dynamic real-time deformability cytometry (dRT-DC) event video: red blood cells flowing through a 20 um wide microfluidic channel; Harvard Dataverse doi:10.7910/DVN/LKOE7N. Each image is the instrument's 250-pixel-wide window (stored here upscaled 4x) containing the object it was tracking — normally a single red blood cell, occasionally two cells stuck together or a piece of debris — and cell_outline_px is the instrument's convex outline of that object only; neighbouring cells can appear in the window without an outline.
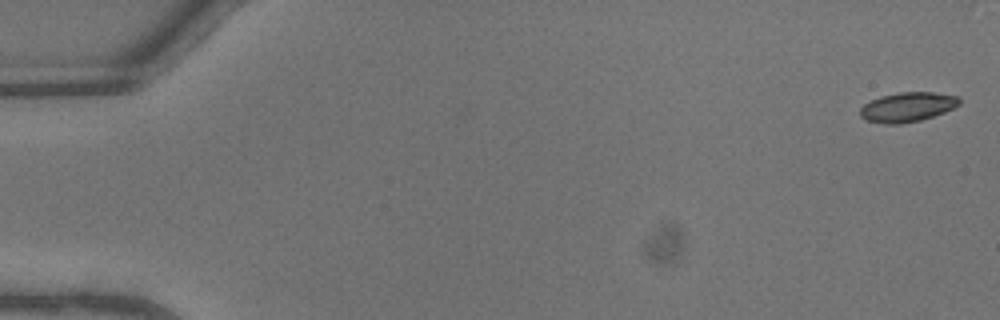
{"species": "common noctule bat (a hibernating species)", "species_latin": "Nyctalus noctula", "temperature_condition": "warm", "stored_images_in_passage": 40, "camera_frame_rate_fps": 3000, "um_per_image_px": 0.085, "animal": {"sex": "male", "body_mass_g": 13.3}, "frame": {"image": 1, "passage_image": 1, "time_ms": 0.0, "image_size_px": [1000, 320], "cell_outline_px": [[960, 104], [944, 112], [920, 120], [900, 124], [884, 124], [864, 120], [860, 116], [860, 108], [864, 104], [880, 96], [896, 92], [932, 92], [960, 96]], "centroid_in_image_um": [77.11, 9.09], "position_along_channel_um": 7.9, "area_um2": 17.17}}
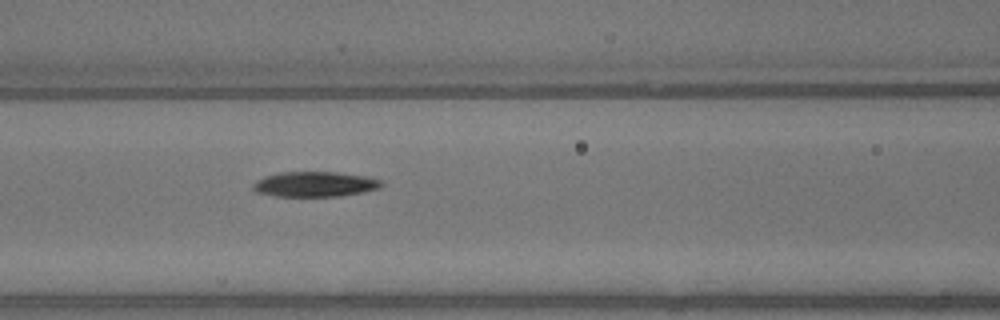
{"frame": {"image": 2, "passage_image": 20, "time_ms": 6.333, "image_size_px": [1000, 320], "cell_outline_px": [[384, 184], [380, 188], [364, 192], [340, 196], [276, 196], [256, 192], [252, 188], [252, 184], [256, 180], [264, 176], [280, 172], [336, 172], [364, 176], [380, 180]], "centroid_in_image_um": [26.74, 15.66], "position_along_channel_um": 139.9, "area_um2": 18.84}}
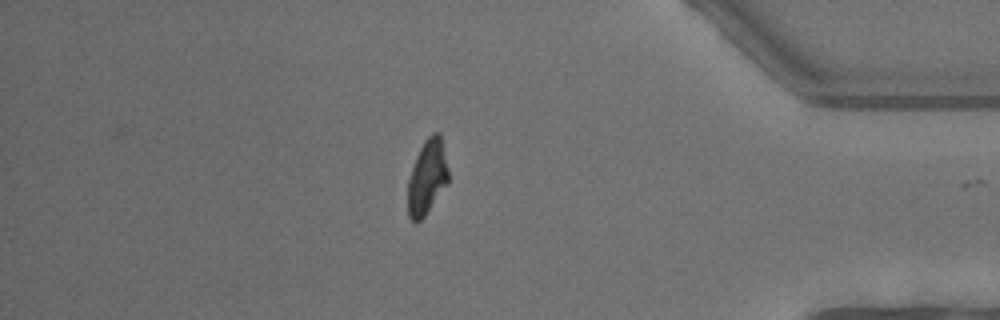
{"frame": {"image": 3, "passage_image": 39, "time_ms": 12.667, "image_size_px": [1000, 320], "cell_outline_px": [[448, 184], [424, 216], [416, 224], [408, 216], [408, 180], [416, 156], [424, 140], [432, 132], [440, 132], [448, 168]], "centroid_in_image_um": [36.31, 15.05], "position_along_channel_um": 398.9, "area_um2": 17.69}, "authors_computed_cell_mechanics": {"area_um2": 18.3515, "velocity_mm_per_s": 4.6373, "shape_relaxation_time_tau1_ms": 2.9396, "shape_relaxation_time_tau2_ms": 3.889, "deformation_change_tau1": 0.2076, "deformation_change_tau2": 0.0881}}